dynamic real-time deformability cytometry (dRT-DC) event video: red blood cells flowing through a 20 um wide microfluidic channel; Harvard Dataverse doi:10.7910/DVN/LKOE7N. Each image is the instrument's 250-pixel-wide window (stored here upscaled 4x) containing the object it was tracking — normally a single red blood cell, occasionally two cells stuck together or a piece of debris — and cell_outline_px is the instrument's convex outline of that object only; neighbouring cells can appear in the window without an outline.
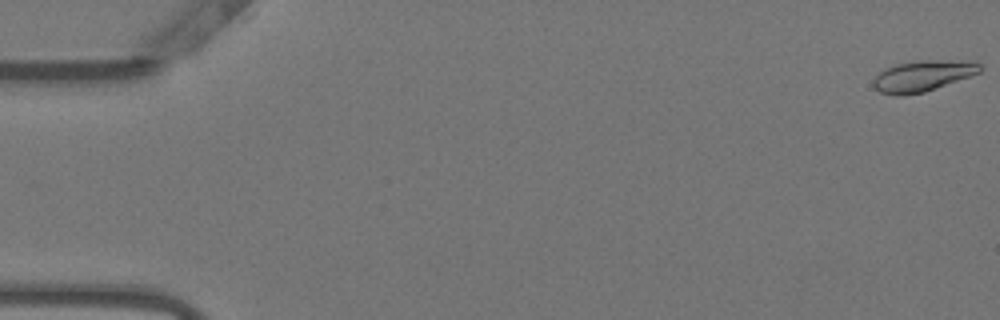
{"species": "Egyptian fruit bat (a non-hibernating species)", "species_latin": "Rousettus aegyptiacus", "temperature_condition": "warm", "stored_images_in_passage": 54, "camera_frame_rate_fps": 3000, "um_per_image_px": 0.085, "animal": {"sex": "female"}, "frame": {"image": 1, "passage_image": 1, "time_ms": 0.0, "image_size_px": [1000, 320], "cell_outline_px": [[980, 72], [924, 92], [900, 96], [896, 96], [880, 92], [872, 84], [872, 80], [880, 72], [896, 64], [920, 60], [968, 60], [980, 64]], "centroid_in_image_um": [78.41, 6.45], "position_along_channel_um": 6.6, "area_um2": 19.02}}
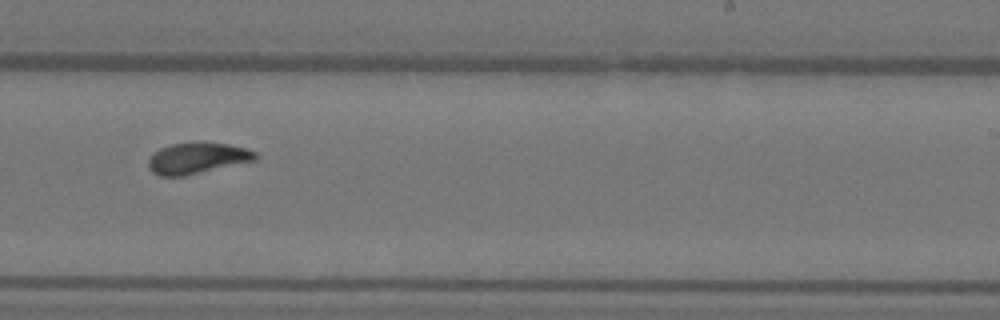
{"frame": {"image": 2, "passage_image": 34, "time_ms": 11.0, "image_size_px": [1000, 320], "cell_outline_px": [[256, 160], [184, 176], [160, 176], [152, 172], [148, 168], [148, 160], [160, 148], [172, 144], [228, 144], [244, 148], [256, 152]], "centroid_in_image_um": [16.74, 13.48], "position_along_channel_um": 272.3, "area_um2": 18.73}}
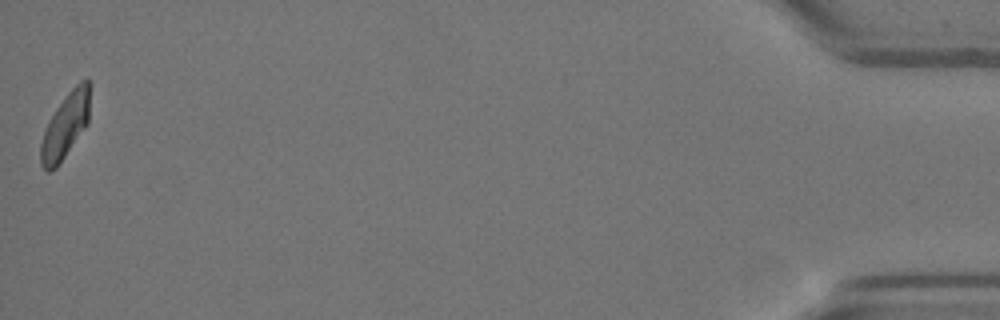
{"frame": {"image": 3, "passage_image": 54, "time_ms": 17.667, "image_size_px": [1000, 320], "cell_outline_px": [[88, 124], [56, 168], [48, 172], [40, 164], [40, 144], [48, 120], [56, 108], [68, 92], [80, 80], [88, 76]], "centroid_in_image_um": [5.53, 10.7], "position_along_channel_um": 429.7, "area_um2": 18.44}, "authors_computed_cell_mechanics": {"area_um2": 18.9584, "velocity_mm_per_s": 3.7989, "shape_relaxation_time_tau1_ms": 5.1888, "shape_relaxation_time_tau2_ms": 1.1326, "deformation_change_tau1": 0.1867, "deformation_change_tau2": 0.0601}}